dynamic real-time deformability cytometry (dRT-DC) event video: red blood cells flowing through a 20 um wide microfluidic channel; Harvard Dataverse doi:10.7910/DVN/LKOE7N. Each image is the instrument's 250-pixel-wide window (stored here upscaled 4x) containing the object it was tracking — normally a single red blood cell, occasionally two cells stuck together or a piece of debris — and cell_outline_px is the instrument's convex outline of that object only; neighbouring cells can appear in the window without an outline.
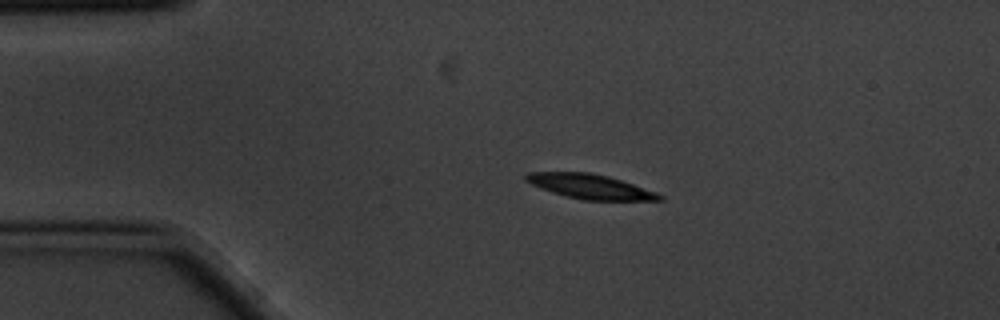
{"species": "common noctule bat (a hibernating species)", "species_latin": "Nyctalus noctula", "temperature_condition": "cold", "stored_images_in_passage": 5, "camera_frame_rate_fps": 3000, "um_per_image_px": 0.085, "animal": {"sex": "male", "body_mass_g": 20.1, "forearm_length_mm": 53.5}, "frame": {"image": 1, "passage_image": 3, "time_ms": 0.667, "image_size_px": [1000, 320], "cell_outline_px": [[664, 200], [584, 200], [564, 196], [540, 188], [524, 180], [524, 176], [528, 172], [588, 172], [608, 176], [656, 192], [664, 196]], "centroid_in_image_um": [50.14, 15.85], "position_along_channel_um": 34.9, "area_um2": 19.02}}
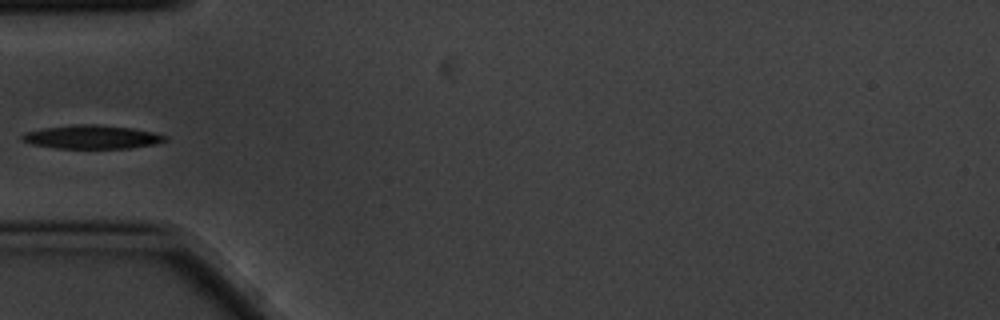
{"frame": {"image": 2, "passage_image": 5, "time_ms": 1.333, "image_size_px": [1000, 320], "cell_outline_px": [[168, 140], [156, 144], [128, 148], [56, 148], [32, 144], [20, 140], [20, 136], [24, 132], [44, 128], [72, 124], [96, 124], [132, 128], [152, 132], [168, 136]], "centroid_in_image_um": [7.8, 11.64], "position_along_channel_um": 77.2, "area_um2": 19.77}}